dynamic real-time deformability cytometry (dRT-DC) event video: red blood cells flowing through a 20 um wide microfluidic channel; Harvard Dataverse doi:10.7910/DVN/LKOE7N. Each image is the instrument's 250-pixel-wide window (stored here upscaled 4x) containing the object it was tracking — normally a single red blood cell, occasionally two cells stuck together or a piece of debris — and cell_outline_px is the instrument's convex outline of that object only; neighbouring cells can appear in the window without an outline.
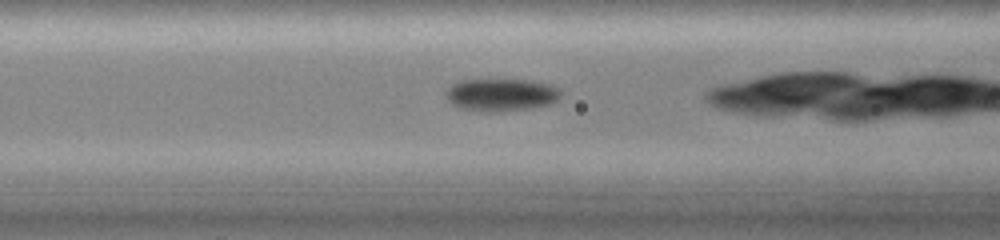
{"species": "common noctule bat (a hibernating species)", "species_latin": "Nyctalus noctula", "temperature_condition": "cold", "stored_images_in_passage": 34, "camera_frame_rate_fps": 3000, "um_per_image_px": 0.085, "animal": {"sex": "female", "body_mass_g": 19.0, "forearm_length_mm": 51.5}, "frame": {"image": 1, "passage_image": 14, "time_ms": 4.333, "image_size_px": [1000, 240], "cell_outline_px": [[560, 96], [556, 100], [548, 104], [528, 108], [460, 108], [452, 104], [448, 100], [444, 92], [456, 80], [532, 80], [552, 84], [560, 88]], "centroid_in_image_um": [42.61, 7.98], "position_along_channel_um": 124.0, "area_um2": 20.75}}
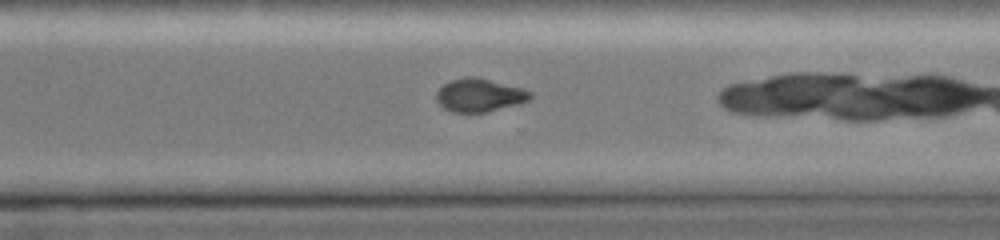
{"frame": {"image": 2, "passage_image": 29, "time_ms": 9.333, "image_size_px": [1000, 240], "cell_outline_px": [[532, 96], [528, 100], [520, 104], [484, 112], [452, 112], [444, 108], [436, 100], [436, 92], [444, 84], [452, 80], [464, 76], [476, 76], [520, 88], [532, 92]], "centroid_in_image_um": [40.74, 8.08], "position_along_channel_um": 329.9, "area_um2": 18.03}}
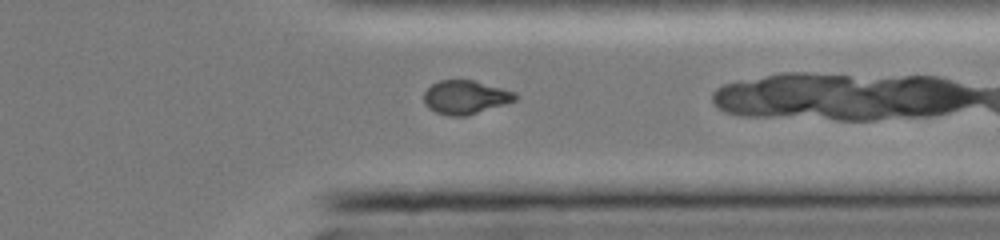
{"frame": {"image": 3, "passage_image": 32, "time_ms": 10.333, "image_size_px": [1000, 240], "cell_outline_px": [[516, 100], [504, 104], [464, 116], [448, 116], [436, 112], [428, 108], [424, 104], [424, 92], [432, 84], [440, 80], [472, 80], [504, 88], [516, 92]], "centroid_in_image_um": [39.54, 8.25], "position_along_channel_um": 371.9, "area_um2": 17.8}}